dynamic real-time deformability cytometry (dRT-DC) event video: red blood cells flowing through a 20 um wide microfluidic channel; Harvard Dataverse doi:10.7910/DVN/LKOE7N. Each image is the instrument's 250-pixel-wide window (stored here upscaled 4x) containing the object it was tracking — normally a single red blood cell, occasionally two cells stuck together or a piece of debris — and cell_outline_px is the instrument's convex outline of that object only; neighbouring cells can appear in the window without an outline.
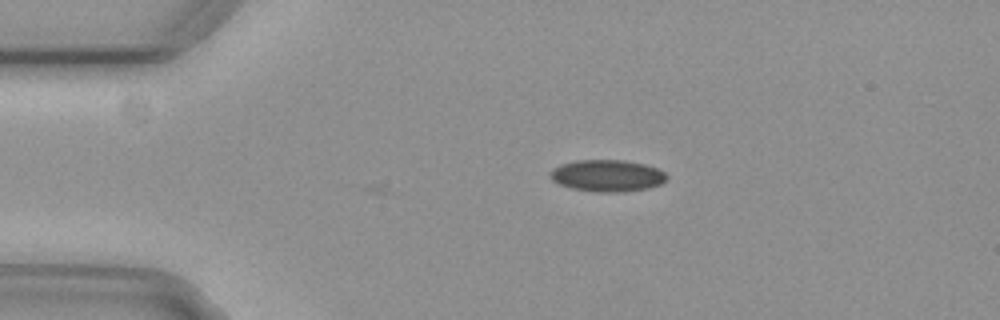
{"species": "common noctule bat (a hibernating species)", "species_latin": "Nyctalus noctula", "temperature_condition": "cold", "stored_images_in_passage": 5, "camera_frame_rate_fps": 3000, "um_per_image_px": 0.085, "animal": {"sex": "female", "body_mass_g": 29.2, "forearm_length_mm": 56.3}, "frame": {"image": 1, "passage_image": 5, "time_ms": 1.333, "image_size_px": [1000, 320], "cell_outline_px": [[668, 176], [660, 184], [648, 188], [620, 192], [596, 192], [572, 188], [560, 184], [552, 180], [548, 176], [548, 172], [552, 168], [560, 164], [576, 160], [624, 160], [644, 164], [656, 168], [664, 172]], "centroid_in_image_um": [51.56, 14.92], "position_along_channel_um": 33.4, "area_um2": 21.62}}